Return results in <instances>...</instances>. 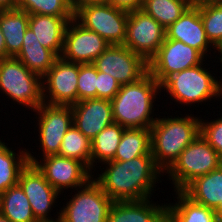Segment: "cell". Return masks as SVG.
<instances>
[{
    "mask_svg": "<svg viewBox=\"0 0 222 222\" xmlns=\"http://www.w3.org/2000/svg\"><path fill=\"white\" fill-rule=\"evenodd\" d=\"M106 170L94 180L101 189L117 201H138L153 195L157 179L163 173L152 155H143L127 161L106 162Z\"/></svg>",
    "mask_w": 222,
    "mask_h": 222,
    "instance_id": "1",
    "label": "cell"
},
{
    "mask_svg": "<svg viewBox=\"0 0 222 222\" xmlns=\"http://www.w3.org/2000/svg\"><path fill=\"white\" fill-rule=\"evenodd\" d=\"M159 92L160 83L149 72L134 83L121 85L111 100L114 123L125 129H150L157 120L151 115Z\"/></svg>",
    "mask_w": 222,
    "mask_h": 222,
    "instance_id": "2",
    "label": "cell"
},
{
    "mask_svg": "<svg viewBox=\"0 0 222 222\" xmlns=\"http://www.w3.org/2000/svg\"><path fill=\"white\" fill-rule=\"evenodd\" d=\"M200 120L192 114L185 117L171 116V118H157L152 125L151 154L163 174L200 134Z\"/></svg>",
    "mask_w": 222,
    "mask_h": 222,
    "instance_id": "3",
    "label": "cell"
},
{
    "mask_svg": "<svg viewBox=\"0 0 222 222\" xmlns=\"http://www.w3.org/2000/svg\"><path fill=\"white\" fill-rule=\"evenodd\" d=\"M160 89L167 90L171 99L184 103V106L222 96V82L215 79L202 63L167 77Z\"/></svg>",
    "mask_w": 222,
    "mask_h": 222,
    "instance_id": "4",
    "label": "cell"
},
{
    "mask_svg": "<svg viewBox=\"0 0 222 222\" xmlns=\"http://www.w3.org/2000/svg\"><path fill=\"white\" fill-rule=\"evenodd\" d=\"M222 159L215 149L199 134L165 172L169 174L175 191H182L191 181L219 168Z\"/></svg>",
    "mask_w": 222,
    "mask_h": 222,
    "instance_id": "5",
    "label": "cell"
},
{
    "mask_svg": "<svg viewBox=\"0 0 222 222\" xmlns=\"http://www.w3.org/2000/svg\"><path fill=\"white\" fill-rule=\"evenodd\" d=\"M0 90L13 102L33 111L43 103L42 78L16 57L0 60Z\"/></svg>",
    "mask_w": 222,
    "mask_h": 222,
    "instance_id": "6",
    "label": "cell"
},
{
    "mask_svg": "<svg viewBox=\"0 0 222 222\" xmlns=\"http://www.w3.org/2000/svg\"><path fill=\"white\" fill-rule=\"evenodd\" d=\"M129 12L109 3L87 5L74 13V19L88 30L96 32L111 45H123Z\"/></svg>",
    "mask_w": 222,
    "mask_h": 222,
    "instance_id": "7",
    "label": "cell"
},
{
    "mask_svg": "<svg viewBox=\"0 0 222 222\" xmlns=\"http://www.w3.org/2000/svg\"><path fill=\"white\" fill-rule=\"evenodd\" d=\"M81 188V189H80ZM60 211L61 222H107L113 200L91 178Z\"/></svg>",
    "mask_w": 222,
    "mask_h": 222,
    "instance_id": "8",
    "label": "cell"
},
{
    "mask_svg": "<svg viewBox=\"0 0 222 222\" xmlns=\"http://www.w3.org/2000/svg\"><path fill=\"white\" fill-rule=\"evenodd\" d=\"M165 37V28L142 9L129 12L123 45L147 63L157 53Z\"/></svg>",
    "mask_w": 222,
    "mask_h": 222,
    "instance_id": "9",
    "label": "cell"
},
{
    "mask_svg": "<svg viewBox=\"0 0 222 222\" xmlns=\"http://www.w3.org/2000/svg\"><path fill=\"white\" fill-rule=\"evenodd\" d=\"M28 162L35 165L43 174L48 183L60 194L68 188H78L85 185L92 177L91 171L75 159L50 155L42 158L40 162L32 156L27 149ZM42 161V162H41Z\"/></svg>",
    "mask_w": 222,
    "mask_h": 222,
    "instance_id": "10",
    "label": "cell"
},
{
    "mask_svg": "<svg viewBox=\"0 0 222 222\" xmlns=\"http://www.w3.org/2000/svg\"><path fill=\"white\" fill-rule=\"evenodd\" d=\"M204 58L197 49L165 38L157 53L149 60L148 72L161 84L172 74L203 63Z\"/></svg>",
    "mask_w": 222,
    "mask_h": 222,
    "instance_id": "11",
    "label": "cell"
},
{
    "mask_svg": "<svg viewBox=\"0 0 222 222\" xmlns=\"http://www.w3.org/2000/svg\"><path fill=\"white\" fill-rule=\"evenodd\" d=\"M78 75L79 64L58 57L53 66L42 77L43 102L51 105L77 103Z\"/></svg>",
    "mask_w": 222,
    "mask_h": 222,
    "instance_id": "12",
    "label": "cell"
},
{
    "mask_svg": "<svg viewBox=\"0 0 222 222\" xmlns=\"http://www.w3.org/2000/svg\"><path fill=\"white\" fill-rule=\"evenodd\" d=\"M92 64L121 85L134 83L148 72V63L124 45H110Z\"/></svg>",
    "mask_w": 222,
    "mask_h": 222,
    "instance_id": "13",
    "label": "cell"
},
{
    "mask_svg": "<svg viewBox=\"0 0 222 222\" xmlns=\"http://www.w3.org/2000/svg\"><path fill=\"white\" fill-rule=\"evenodd\" d=\"M38 116V130L43 157L58 155L65 133L73 124L71 105L42 103L34 110Z\"/></svg>",
    "mask_w": 222,
    "mask_h": 222,
    "instance_id": "14",
    "label": "cell"
},
{
    "mask_svg": "<svg viewBox=\"0 0 222 222\" xmlns=\"http://www.w3.org/2000/svg\"><path fill=\"white\" fill-rule=\"evenodd\" d=\"M110 45L96 32L86 29L73 18L66 26L60 57L77 64H91Z\"/></svg>",
    "mask_w": 222,
    "mask_h": 222,
    "instance_id": "15",
    "label": "cell"
},
{
    "mask_svg": "<svg viewBox=\"0 0 222 222\" xmlns=\"http://www.w3.org/2000/svg\"><path fill=\"white\" fill-rule=\"evenodd\" d=\"M18 185L27 196L33 214L39 222L60 221V212H57L59 216L56 220H52L48 215L56 203V198H59V192L48 183L35 165L28 163L21 171Z\"/></svg>",
    "mask_w": 222,
    "mask_h": 222,
    "instance_id": "16",
    "label": "cell"
},
{
    "mask_svg": "<svg viewBox=\"0 0 222 222\" xmlns=\"http://www.w3.org/2000/svg\"><path fill=\"white\" fill-rule=\"evenodd\" d=\"M71 107L73 124L90 140L114 123L111 100L85 99L72 104Z\"/></svg>",
    "mask_w": 222,
    "mask_h": 222,
    "instance_id": "17",
    "label": "cell"
},
{
    "mask_svg": "<svg viewBox=\"0 0 222 222\" xmlns=\"http://www.w3.org/2000/svg\"><path fill=\"white\" fill-rule=\"evenodd\" d=\"M166 39L177 40L197 49L204 57L210 46L199 8L192 4L173 24L165 29Z\"/></svg>",
    "mask_w": 222,
    "mask_h": 222,
    "instance_id": "18",
    "label": "cell"
},
{
    "mask_svg": "<svg viewBox=\"0 0 222 222\" xmlns=\"http://www.w3.org/2000/svg\"><path fill=\"white\" fill-rule=\"evenodd\" d=\"M165 217L166 204L160 206L147 198L138 201L113 202L107 222H161Z\"/></svg>",
    "mask_w": 222,
    "mask_h": 222,
    "instance_id": "19",
    "label": "cell"
},
{
    "mask_svg": "<svg viewBox=\"0 0 222 222\" xmlns=\"http://www.w3.org/2000/svg\"><path fill=\"white\" fill-rule=\"evenodd\" d=\"M181 192L193 202L216 210L222 203V165L194 179Z\"/></svg>",
    "mask_w": 222,
    "mask_h": 222,
    "instance_id": "20",
    "label": "cell"
},
{
    "mask_svg": "<svg viewBox=\"0 0 222 222\" xmlns=\"http://www.w3.org/2000/svg\"><path fill=\"white\" fill-rule=\"evenodd\" d=\"M68 22L62 17L29 15L28 27L35 33L41 45L50 49L57 57L63 50L64 32Z\"/></svg>",
    "mask_w": 222,
    "mask_h": 222,
    "instance_id": "21",
    "label": "cell"
},
{
    "mask_svg": "<svg viewBox=\"0 0 222 222\" xmlns=\"http://www.w3.org/2000/svg\"><path fill=\"white\" fill-rule=\"evenodd\" d=\"M15 57L31 72L41 78L48 72L58 58L50 49L41 45L35 37V33L29 27L25 32L22 48Z\"/></svg>",
    "mask_w": 222,
    "mask_h": 222,
    "instance_id": "22",
    "label": "cell"
},
{
    "mask_svg": "<svg viewBox=\"0 0 222 222\" xmlns=\"http://www.w3.org/2000/svg\"><path fill=\"white\" fill-rule=\"evenodd\" d=\"M29 14L18 8L0 10V30L5 37L6 58L15 57L22 48Z\"/></svg>",
    "mask_w": 222,
    "mask_h": 222,
    "instance_id": "23",
    "label": "cell"
},
{
    "mask_svg": "<svg viewBox=\"0 0 222 222\" xmlns=\"http://www.w3.org/2000/svg\"><path fill=\"white\" fill-rule=\"evenodd\" d=\"M175 192L177 202L166 205V217L170 222H217L215 210L193 202L181 191Z\"/></svg>",
    "mask_w": 222,
    "mask_h": 222,
    "instance_id": "24",
    "label": "cell"
},
{
    "mask_svg": "<svg viewBox=\"0 0 222 222\" xmlns=\"http://www.w3.org/2000/svg\"><path fill=\"white\" fill-rule=\"evenodd\" d=\"M0 213L11 222H39L22 188L17 184L0 193Z\"/></svg>",
    "mask_w": 222,
    "mask_h": 222,
    "instance_id": "25",
    "label": "cell"
},
{
    "mask_svg": "<svg viewBox=\"0 0 222 222\" xmlns=\"http://www.w3.org/2000/svg\"><path fill=\"white\" fill-rule=\"evenodd\" d=\"M143 155H152L150 129H124L113 160L127 161Z\"/></svg>",
    "mask_w": 222,
    "mask_h": 222,
    "instance_id": "26",
    "label": "cell"
},
{
    "mask_svg": "<svg viewBox=\"0 0 222 222\" xmlns=\"http://www.w3.org/2000/svg\"><path fill=\"white\" fill-rule=\"evenodd\" d=\"M124 129L118 123H112L91 140V169L94 163L105 164L114 159Z\"/></svg>",
    "mask_w": 222,
    "mask_h": 222,
    "instance_id": "27",
    "label": "cell"
},
{
    "mask_svg": "<svg viewBox=\"0 0 222 222\" xmlns=\"http://www.w3.org/2000/svg\"><path fill=\"white\" fill-rule=\"evenodd\" d=\"M0 140V193L18 184L21 171L27 166V150L19 155Z\"/></svg>",
    "mask_w": 222,
    "mask_h": 222,
    "instance_id": "28",
    "label": "cell"
},
{
    "mask_svg": "<svg viewBox=\"0 0 222 222\" xmlns=\"http://www.w3.org/2000/svg\"><path fill=\"white\" fill-rule=\"evenodd\" d=\"M191 5L189 0H145L141 9L166 29Z\"/></svg>",
    "mask_w": 222,
    "mask_h": 222,
    "instance_id": "29",
    "label": "cell"
},
{
    "mask_svg": "<svg viewBox=\"0 0 222 222\" xmlns=\"http://www.w3.org/2000/svg\"><path fill=\"white\" fill-rule=\"evenodd\" d=\"M58 155L82 162L92 171L91 140L78 130L74 124L65 133Z\"/></svg>",
    "mask_w": 222,
    "mask_h": 222,
    "instance_id": "30",
    "label": "cell"
},
{
    "mask_svg": "<svg viewBox=\"0 0 222 222\" xmlns=\"http://www.w3.org/2000/svg\"><path fill=\"white\" fill-rule=\"evenodd\" d=\"M17 8L26 11L29 15L62 17L67 22L74 18L70 0H19Z\"/></svg>",
    "mask_w": 222,
    "mask_h": 222,
    "instance_id": "31",
    "label": "cell"
},
{
    "mask_svg": "<svg viewBox=\"0 0 222 222\" xmlns=\"http://www.w3.org/2000/svg\"><path fill=\"white\" fill-rule=\"evenodd\" d=\"M195 5L199 8L207 39L213 45L222 39V1H203Z\"/></svg>",
    "mask_w": 222,
    "mask_h": 222,
    "instance_id": "32",
    "label": "cell"
},
{
    "mask_svg": "<svg viewBox=\"0 0 222 222\" xmlns=\"http://www.w3.org/2000/svg\"><path fill=\"white\" fill-rule=\"evenodd\" d=\"M97 69L91 64H79L78 101L96 98Z\"/></svg>",
    "mask_w": 222,
    "mask_h": 222,
    "instance_id": "33",
    "label": "cell"
},
{
    "mask_svg": "<svg viewBox=\"0 0 222 222\" xmlns=\"http://www.w3.org/2000/svg\"><path fill=\"white\" fill-rule=\"evenodd\" d=\"M202 120H200V134L222 159V116L210 122Z\"/></svg>",
    "mask_w": 222,
    "mask_h": 222,
    "instance_id": "34",
    "label": "cell"
},
{
    "mask_svg": "<svg viewBox=\"0 0 222 222\" xmlns=\"http://www.w3.org/2000/svg\"><path fill=\"white\" fill-rule=\"evenodd\" d=\"M120 87L121 84L115 78H113V76L97 71V99L112 100L120 90Z\"/></svg>",
    "mask_w": 222,
    "mask_h": 222,
    "instance_id": "35",
    "label": "cell"
},
{
    "mask_svg": "<svg viewBox=\"0 0 222 222\" xmlns=\"http://www.w3.org/2000/svg\"><path fill=\"white\" fill-rule=\"evenodd\" d=\"M108 3L114 7L130 12L141 9L143 0H108Z\"/></svg>",
    "mask_w": 222,
    "mask_h": 222,
    "instance_id": "36",
    "label": "cell"
},
{
    "mask_svg": "<svg viewBox=\"0 0 222 222\" xmlns=\"http://www.w3.org/2000/svg\"><path fill=\"white\" fill-rule=\"evenodd\" d=\"M108 3V0H70V5L74 13L87 5Z\"/></svg>",
    "mask_w": 222,
    "mask_h": 222,
    "instance_id": "37",
    "label": "cell"
},
{
    "mask_svg": "<svg viewBox=\"0 0 222 222\" xmlns=\"http://www.w3.org/2000/svg\"><path fill=\"white\" fill-rule=\"evenodd\" d=\"M19 0H0V10H9L17 8Z\"/></svg>",
    "mask_w": 222,
    "mask_h": 222,
    "instance_id": "38",
    "label": "cell"
},
{
    "mask_svg": "<svg viewBox=\"0 0 222 222\" xmlns=\"http://www.w3.org/2000/svg\"><path fill=\"white\" fill-rule=\"evenodd\" d=\"M6 58L5 37L0 30V60Z\"/></svg>",
    "mask_w": 222,
    "mask_h": 222,
    "instance_id": "39",
    "label": "cell"
},
{
    "mask_svg": "<svg viewBox=\"0 0 222 222\" xmlns=\"http://www.w3.org/2000/svg\"><path fill=\"white\" fill-rule=\"evenodd\" d=\"M213 48L212 49H216V50H218V52L220 53L219 55L221 56V57H218L219 59H220V62H221V64H222V39H219L215 44H213V46H212Z\"/></svg>",
    "mask_w": 222,
    "mask_h": 222,
    "instance_id": "40",
    "label": "cell"
},
{
    "mask_svg": "<svg viewBox=\"0 0 222 222\" xmlns=\"http://www.w3.org/2000/svg\"><path fill=\"white\" fill-rule=\"evenodd\" d=\"M217 222H222V203L215 210Z\"/></svg>",
    "mask_w": 222,
    "mask_h": 222,
    "instance_id": "41",
    "label": "cell"
},
{
    "mask_svg": "<svg viewBox=\"0 0 222 222\" xmlns=\"http://www.w3.org/2000/svg\"><path fill=\"white\" fill-rule=\"evenodd\" d=\"M0 222H11V221L0 213Z\"/></svg>",
    "mask_w": 222,
    "mask_h": 222,
    "instance_id": "42",
    "label": "cell"
},
{
    "mask_svg": "<svg viewBox=\"0 0 222 222\" xmlns=\"http://www.w3.org/2000/svg\"><path fill=\"white\" fill-rule=\"evenodd\" d=\"M192 4H196V3H199V2H203V1H206V2H209V0H189Z\"/></svg>",
    "mask_w": 222,
    "mask_h": 222,
    "instance_id": "43",
    "label": "cell"
},
{
    "mask_svg": "<svg viewBox=\"0 0 222 222\" xmlns=\"http://www.w3.org/2000/svg\"><path fill=\"white\" fill-rule=\"evenodd\" d=\"M161 222H170V220L167 217H165Z\"/></svg>",
    "mask_w": 222,
    "mask_h": 222,
    "instance_id": "44",
    "label": "cell"
},
{
    "mask_svg": "<svg viewBox=\"0 0 222 222\" xmlns=\"http://www.w3.org/2000/svg\"><path fill=\"white\" fill-rule=\"evenodd\" d=\"M222 1V0H209V2Z\"/></svg>",
    "mask_w": 222,
    "mask_h": 222,
    "instance_id": "45",
    "label": "cell"
}]
</instances>
